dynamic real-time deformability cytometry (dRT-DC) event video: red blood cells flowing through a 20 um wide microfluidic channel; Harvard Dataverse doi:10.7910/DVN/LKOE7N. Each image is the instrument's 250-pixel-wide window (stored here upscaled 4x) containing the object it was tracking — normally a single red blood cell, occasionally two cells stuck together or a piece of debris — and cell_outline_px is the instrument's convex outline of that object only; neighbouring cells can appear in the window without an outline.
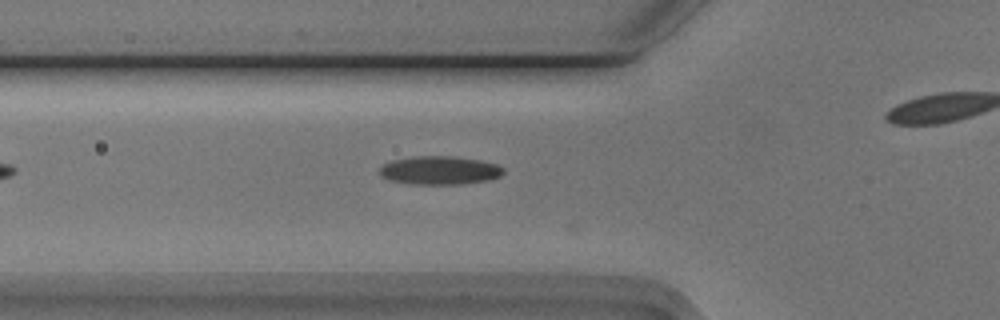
{"species": "Egyptian fruit bat (a non-hibernating species)", "species_latin": "Rousettus aegyptiacus", "temperature_condition": "cold", "stored_images_in_passage": 21, "camera_frame_rate_fps": 3000, "um_per_image_px": 0.085, "animal": {"sex": "male"}, "frame": {"image": 1, "passage_image": 3, "time_ms": 0.667, "image_size_px": [1000, 320], "cell_outline_px": [[504, 172], [500, 176], [488, 180], [464, 184], [412, 184], [388, 180], [380, 176], [380, 168], [384, 164], [392, 160], [412, 156], [456, 156], [480, 160], [496, 164], [504, 168]], "centroid_in_image_um": [37.37, 14.48], "position_along_channel_um": 88.4, "area_um2": 20.69}}
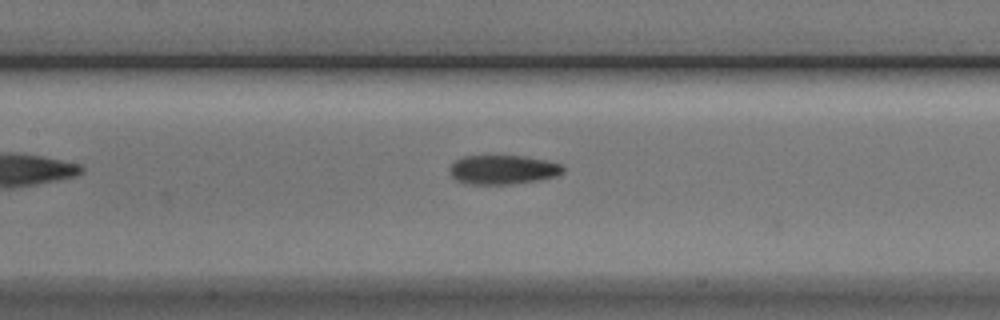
{"frame": {"image": 2, "passage_image": 9, "time_ms": 2.667, "image_size_px": [1000, 320], "cell_outline_px": [[564, 172], [556, 176], [540, 180], [512, 184], [464, 184], [456, 180], [448, 172], [452, 164], [456, 160], [464, 156], [524, 156], [544, 160], [560, 164], [564, 168]], "centroid_in_image_um": [42.73, 14.43], "position_along_channel_um": 164.7, "area_um2": 19.31}}
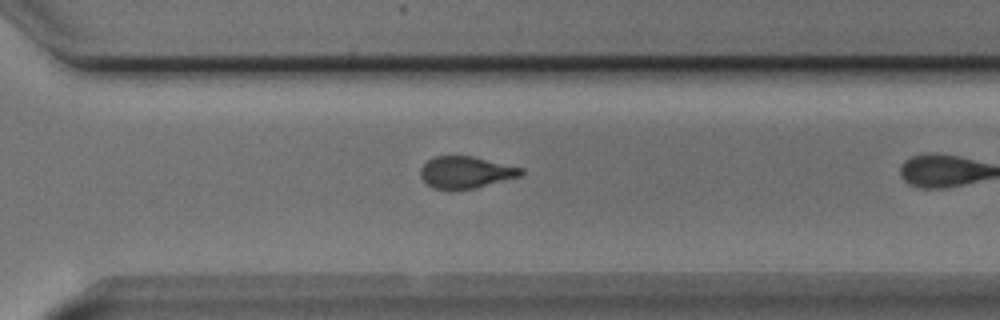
{"frame": {"image": 3, "passage_image": 19, "time_ms": 6.0, "image_size_px": [1000, 320], "cell_outline_px": [[524, 172], [520, 176], [456, 192], [448, 192], [432, 188], [420, 176], [420, 168], [428, 160], [436, 156], [472, 156], [524, 168]], "centroid_in_image_um": [39.55, 14.67], "position_along_channel_um": 331.0, "area_um2": 18.9}}